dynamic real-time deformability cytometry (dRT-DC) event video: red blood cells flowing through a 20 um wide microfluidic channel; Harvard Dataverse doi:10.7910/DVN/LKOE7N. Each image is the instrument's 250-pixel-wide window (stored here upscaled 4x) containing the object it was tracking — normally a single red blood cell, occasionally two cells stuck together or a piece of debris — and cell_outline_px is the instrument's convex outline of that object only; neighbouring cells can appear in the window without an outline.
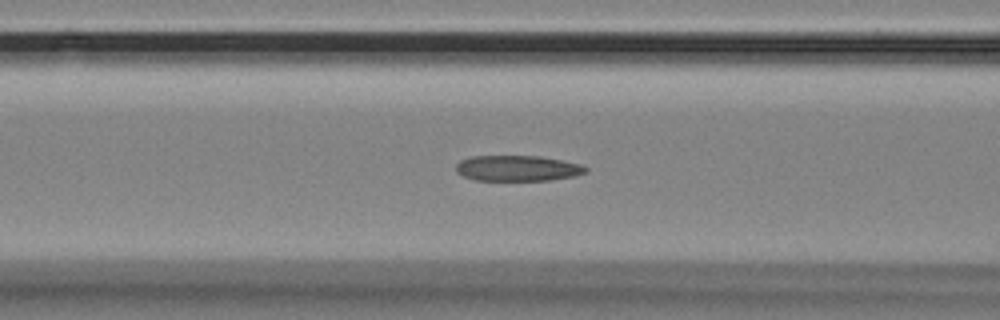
{"species": "Egyptian fruit bat (a non-hibernating species)", "species_latin": "Rousettus aegyptiacus", "temperature_condition": "room temperature", "stored_images_in_passage": 56, "camera_frame_rate_fps": 3000, "um_per_image_px": 0.085, "animal": {"sex": "female"}, "frame": {"image": 1, "passage_image": 22, "time_ms": 7.0, "image_size_px": [1000, 320], "cell_outline_px": [[588, 172], [576, 176], [548, 180], [476, 180], [464, 176], [456, 172], [456, 164], [460, 160], [472, 156], [540, 156], [580, 164], [588, 168]], "centroid_in_image_um": [44.0, 14.3], "position_along_channel_um": 122.6, "area_um2": 19.36}}
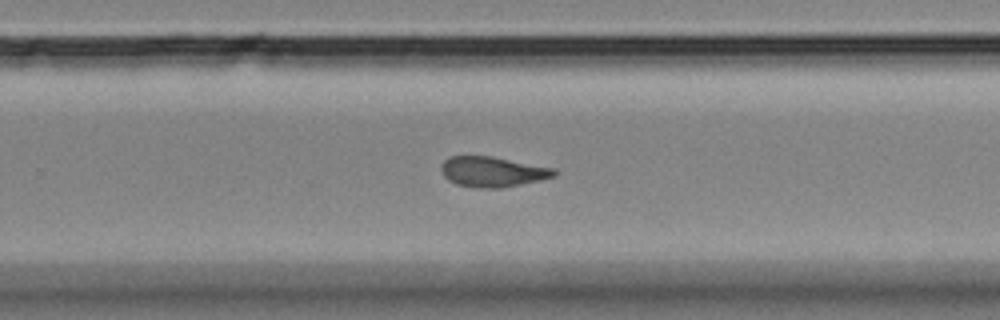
{"frame": {"image": 2, "passage_image": 36, "time_ms": 11.667, "image_size_px": [1000, 320], "cell_outline_px": [[556, 176], [540, 180], [500, 188], [476, 188], [456, 184], [448, 180], [444, 176], [440, 168], [444, 160], [448, 156], [492, 156], [552, 168], [556, 172]], "centroid_in_image_um": [41.82, 14.6], "position_along_channel_um": 288.0, "area_um2": 19.83}}
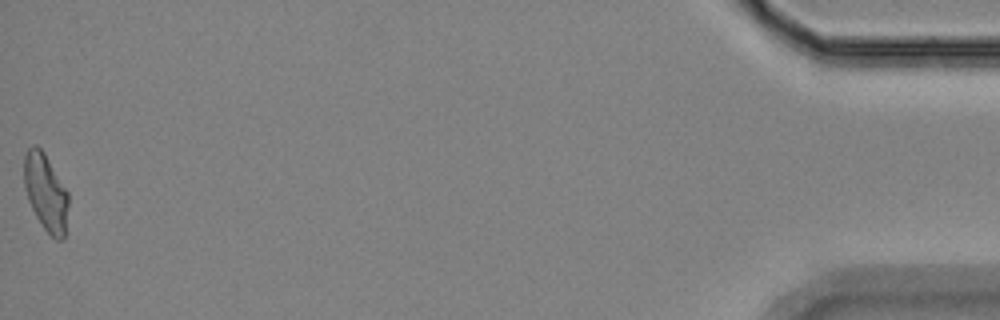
{"frame": {"image": 3, "passage_image": 56, "time_ms": 18.333, "image_size_px": [1000, 320], "cell_outline_px": [[68, 204], [64, 240], [56, 240], [44, 228], [36, 216], [28, 200], [24, 184], [24, 156], [28, 148], [32, 144], [36, 144], [44, 152], [68, 192]], "centroid_in_image_um": [3.88, 16.33], "position_along_channel_um": 431.3, "area_um2": 19.83}, "authors_computed_cell_mechanics": {"area_um2": 19.8254, "velocity_mm_per_s": 3.5548, "shape_relaxation_time_tau1_ms": null, "shape_relaxation_time_tau2_ms": 5.2634, "deformation_change_tau1": null, "deformation_change_tau2": 0.1289}}